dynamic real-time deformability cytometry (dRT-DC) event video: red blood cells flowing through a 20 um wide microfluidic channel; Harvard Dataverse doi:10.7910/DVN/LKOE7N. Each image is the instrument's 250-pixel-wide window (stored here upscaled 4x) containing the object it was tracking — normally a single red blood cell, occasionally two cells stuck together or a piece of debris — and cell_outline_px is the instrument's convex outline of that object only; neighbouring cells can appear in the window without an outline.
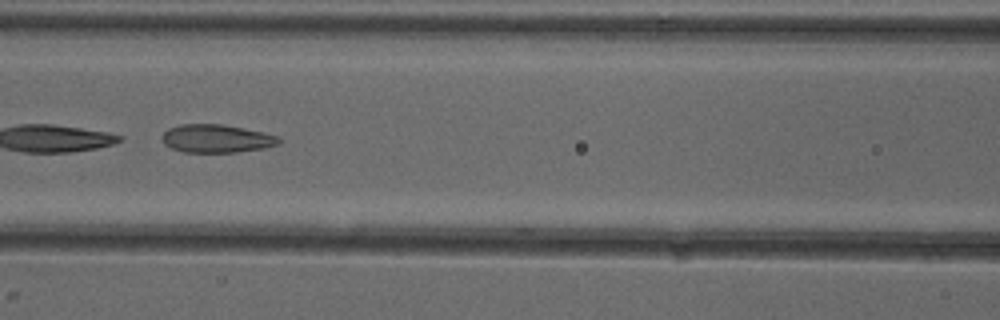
{"species": "common noctule bat (a hibernating species)", "species_latin": "Nyctalus noctula", "temperature_condition": "cold", "stored_images_in_passage": 8, "camera_frame_rate_fps": 3000, "um_per_image_px": 0.085, "animal": {"sex": "female"}, "frame": {"image": 1, "passage_image": 6, "time_ms": 6.667, "image_size_px": [1000, 320], "cell_outline_px": [[280, 144], [264, 148], [236, 152], [184, 152], [172, 148], [164, 144], [160, 140], [160, 136], [168, 128], [180, 124], [220, 124], [244, 128], [264, 132], [276, 136], [280, 140]], "centroid_in_image_um": [18.36, 11.77], "position_along_channel_um": 148.2, "area_um2": 19.25}}
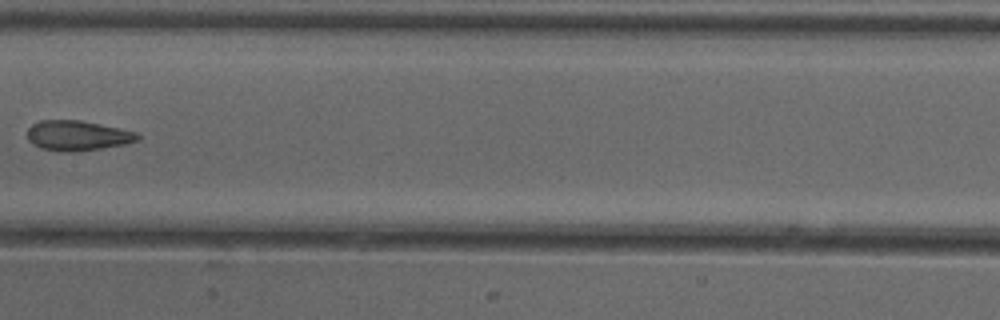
{"frame": {"image": 2, "passage_image": 7, "time_ms": 8.0, "image_size_px": [1000, 320], "cell_outline_px": [[140, 140], [124, 144], [76, 152], [64, 152], [40, 148], [32, 144], [28, 140], [28, 128], [32, 124], [40, 120], [80, 120], [120, 128], [136, 132], [140, 136]], "centroid_in_image_um": [6.57, 11.52], "position_along_channel_um": 200.8, "area_um2": 19.36}}
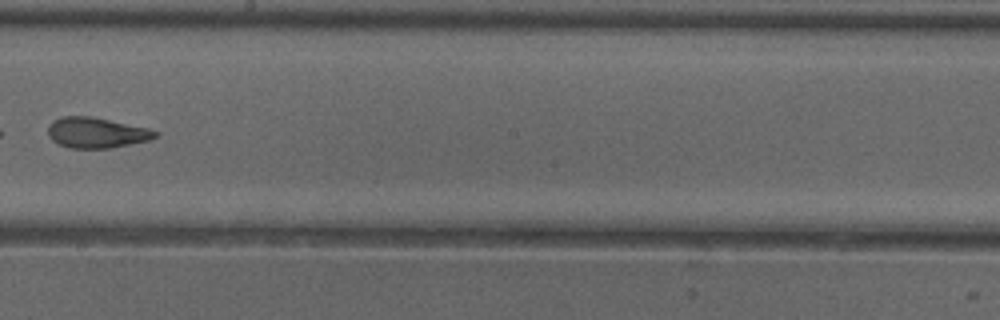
{"frame": {"image": 3, "passage_image": 8, "time_ms": 9.0, "image_size_px": [1000, 320], "cell_outline_px": [[160, 136], [148, 140], [112, 148], [72, 148], [60, 144], [52, 140], [48, 136], [48, 124], [52, 120], [64, 116], [92, 116], [148, 128], [160, 132]], "centroid_in_image_um": [8.21, 11.27], "position_along_channel_um": 240.0, "area_um2": 19.19}}